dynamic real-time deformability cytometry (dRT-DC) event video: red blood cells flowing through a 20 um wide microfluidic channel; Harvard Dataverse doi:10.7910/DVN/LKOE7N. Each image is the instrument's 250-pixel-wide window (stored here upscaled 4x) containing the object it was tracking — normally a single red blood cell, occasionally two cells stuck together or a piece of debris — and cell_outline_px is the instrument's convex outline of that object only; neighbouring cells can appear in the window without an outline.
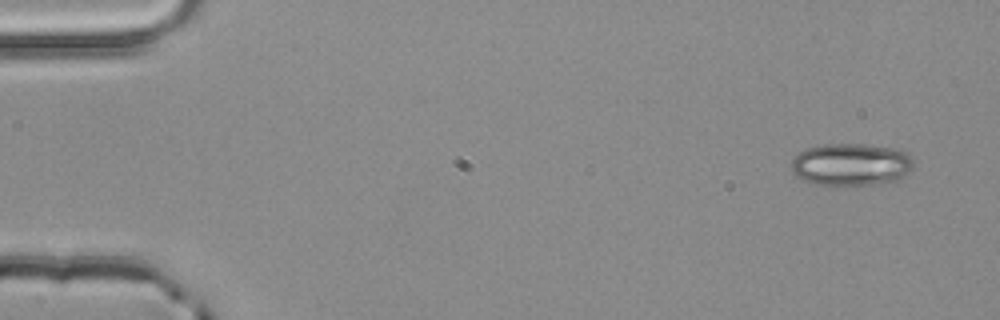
{"species": "common noctule bat (a hibernating species)", "species_latin": "Nyctalus noctula", "temperature_condition": "room temperature", "stored_images_in_passage": 3, "camera_frame_rate_fps": 3000, "um_per_image_px": 0.085, "animal": {"sex": "male", "body_mass_g": 20.4}, "frame": {"image": 1, "passage_image": 1, "time_ms": 0.0, "image_size_px": [1000, 320], "cell_outline_px": [[912, 168], [904, 176], [896, 180], [880, 184], [812, 184], [800, 180], [792, 172], [792, 160], [800, 152], [808, 148], [824, 144], [860, 144], [900, 148], [908, 152], [912, 156]], "centroid_in_image_um": [72.36, 13.97], "position_along_channel_um": 12.6, "area_um2": 30.29}}